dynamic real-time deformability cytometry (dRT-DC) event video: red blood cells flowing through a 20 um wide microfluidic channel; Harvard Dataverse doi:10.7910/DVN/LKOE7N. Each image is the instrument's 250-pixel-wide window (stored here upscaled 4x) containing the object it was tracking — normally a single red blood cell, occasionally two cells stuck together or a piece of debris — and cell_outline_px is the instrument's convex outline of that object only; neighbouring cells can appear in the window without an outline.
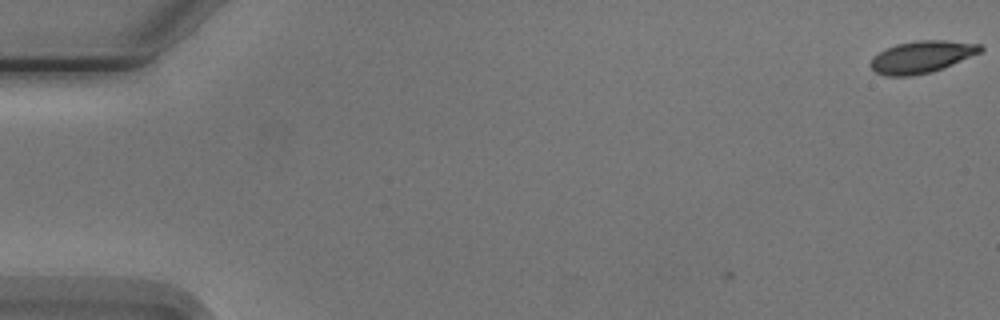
{"species": "Egyptian fruit bat (a non-hibernating species)", "species_latin": "Rousettus aegyptiacus", "temperature_condition": "cold", "stored_images_in_passage": 3, "camera_frame_rate_fps": 3000, "um_per_image_px": 0.085, "animal": {"sex": "male"}, "frame": {"image": 1, "passage_image": 1, "time_ms": 0.0, "image_size_px": [1000, 320], "cell_outline_px": [[984, 48], [980, 52], [952, 64], [932, 72], [912, 76], [884, 76], [876, 72], [868, 64], [872, 56], [896, 44], [916, 40], [944, 40], [980, 44]], "centroid_in_image_um": [78.3, 4.84], "position_along_channel_um": 6.7, "area_um2": 20.46}}